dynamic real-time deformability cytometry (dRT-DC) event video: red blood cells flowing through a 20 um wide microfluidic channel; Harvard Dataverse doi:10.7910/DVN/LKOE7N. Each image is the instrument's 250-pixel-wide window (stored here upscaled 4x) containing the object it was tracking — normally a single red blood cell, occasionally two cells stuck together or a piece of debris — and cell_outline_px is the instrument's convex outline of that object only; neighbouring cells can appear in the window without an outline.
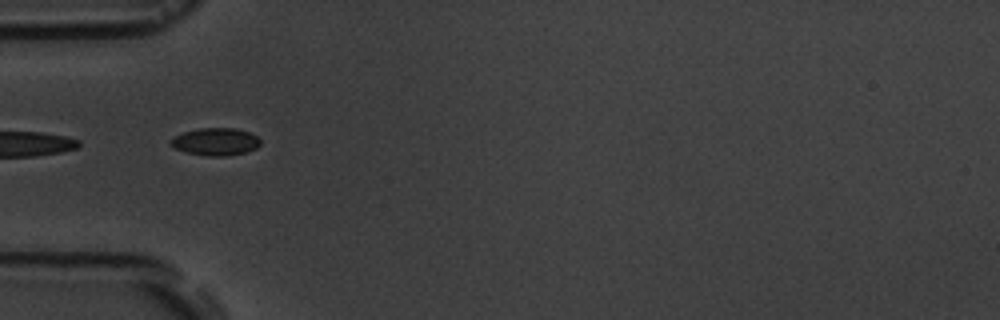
{"species": "common noctule bat (a hibernating species)", "species_latin": "Nyctalus noctula", "temperature_condition": "room temperature", "stored_images_in_passage": 12, "camera_frame_rate_fps": 3000, "um_per_image_px": 0.085, "animal": {"sex": "male", "body_mass_g": 19.5, "forearm_length_mm": 54.6}, "frame": {"image": 1, "passage_image": 1, "time_ms": 0.0, "image_size_px": [1000, 320], "cell_outline_px": [[260, 144], [256, 148], [244, 152], [224, 156], [208, 156], [184, 152], [176, 148], [172, 144], [172, 140], [176, 136], [184, 132], [200, 128], [236, 128], [248, 132], [256, 136], [260, 140]], "centroid_in_image_um": [18.35, 12.04], "position_along_channel_um": 66.7, "area_um2": 14.05}}
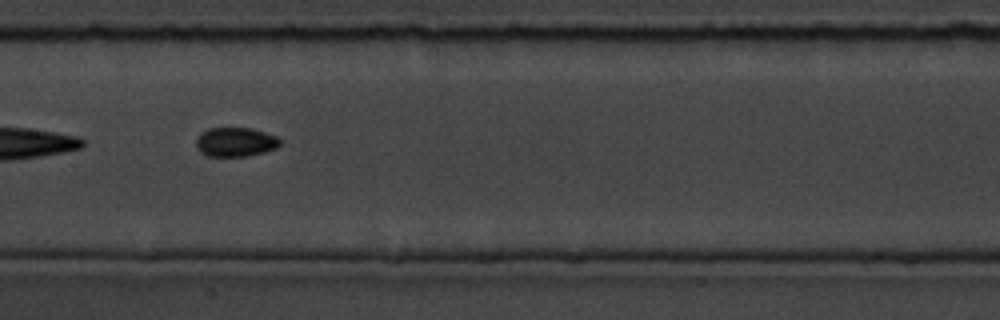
{"frame": {"image": 2, "passage_image": 4, "time_ms": 3.333, "image_size_px": [1000, 320], "cell_outline_px": [[280, 144], [276, 148], [264, 152], [248, 156], [208, 156], [200, 152], [196, 148], [196, 136], [200, 132], [208, 128], [252, 128], [276, 136], [280, 140]], "centroid_in_image_um": [19.97, 12.07], "position_along_channel_um": 187.4, "area_um2": 14.39}}
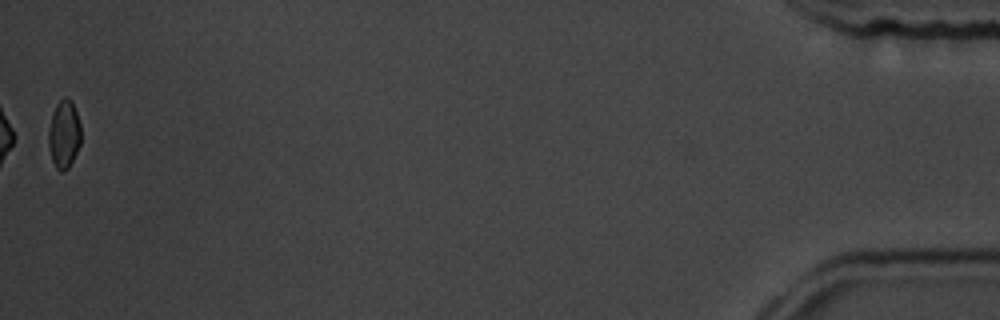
{"frame": {"image": 3, "passage_image": 12, "time_ms": 12.667, "image_size_px": [1000, 320], "cell_outline_px": [[80, 144], [68, 168], [64, 172], [60, 172], [56, 168], [52, 160], [48, 144], [48, 132], [52, 112], [56, 104], [64, 96], [68, 96], [72, 100], [80, 124]], "centroid_in_image_um": [5.43, 11.38], "position_along_channel_um": 429.8, "area_um2": 12.95}, "authors_computed_cell_mechanics": {"area_um2": 13.9876, "velocity_mm_per_s": 3.6365, "shape_relaxation_time_tau1_ms": 8.4689, "shape_relaxation_time_tau2_ms": null, "deformation_change_tau1": 0.1021, "deformation_change_tau2": null}}